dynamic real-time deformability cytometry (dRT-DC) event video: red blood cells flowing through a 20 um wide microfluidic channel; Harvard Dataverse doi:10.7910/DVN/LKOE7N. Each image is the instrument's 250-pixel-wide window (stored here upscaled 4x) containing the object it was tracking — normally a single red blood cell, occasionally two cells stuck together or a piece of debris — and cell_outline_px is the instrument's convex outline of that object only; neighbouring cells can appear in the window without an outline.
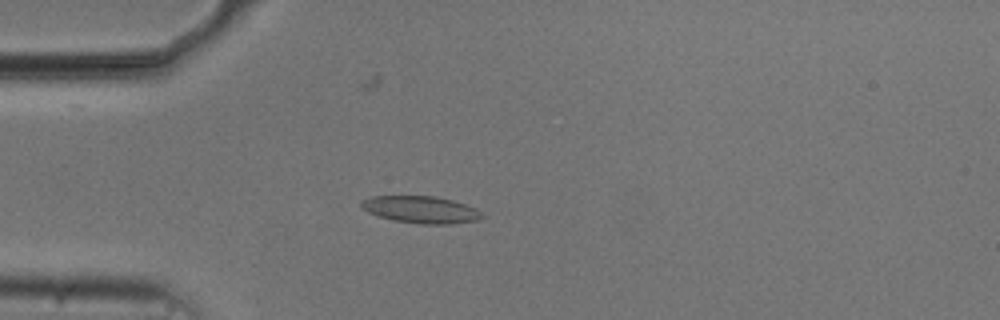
{"species": "common noctule bat (a hibernating species)", "species_latin": "Nyctalus noctula", "temperature_condition": "cold", "stored_images_in_passage": 41, "camera_frame_rate_fps": 3000, "um_per_image_px": 0.085, "animal": {"sex": "male", "body_mass_g": 20.5, "forearm_length_mm": 52.5}, "frame": {"image": 1, "passage_image": 1, "time_ms": 0.0, "image_size_px": [1000, 320], "cell_outline_px": [[484, 216], [476, 220], [452, 224], [420, 224], [392, 220], [368, 212], [360, 204], [360, 200], [372, 196], [436, 196], [452, 200], [476, 208]], "centroid_in_image_um": [35.76, 17.81], "position_along_channel_um": 49.2, "area_um2": 18.96}}
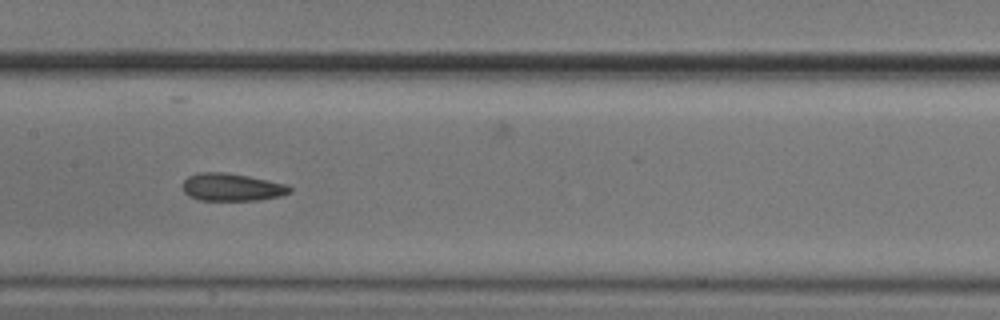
{"frame": {"image": 2, "passage_image": 13, "time_ms": 4.0, "image_size_px": [1000, 320], "cell_outline_px": [[292, 192], [280, 196], [260, 200], [200, 200], [188, 196], [184, 192], [184, 180], [188, 176], [200, 172], [224, 172], [248, 176], [288, 184], [292, 188]], "centroid_in_image_um": [19.74, 15.91], "position_along_channel_um": 187.7, "area_um2": 17.28}}
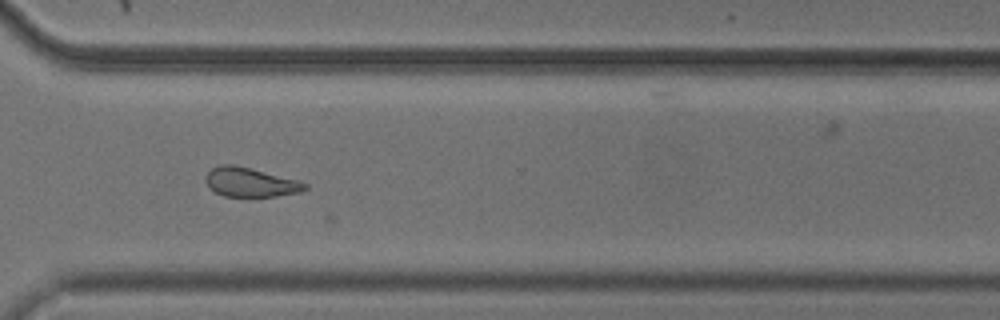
{"frame": {"image": 3, "passage_image": 26, "time_ms": 8.333, "image_size_px": [1000, 320], "cell_outline_px": [[308, 188], [300, 192], [276, 196], [224, 196], [208, 188], [204, 180], [204, 176], [212, 168], [220, 164], [232, 164], [300, 180], [308, 184]], "centroid_in_image_um": [21.27, 15.49], "position_along_channel_um": 349.3, "area_um2": 16.99}, "authors_computed_cell_mechanics": {"area_um2": 17.1666, "velocity_mm_per_s": 3.7454, "shape_relaxation_time_tau1_ms": null, "shape_relaxation_time_tau2_ms": 1.7875, "deformation_change_tau1": null, "deformation_change_tau2": 0.0796}}